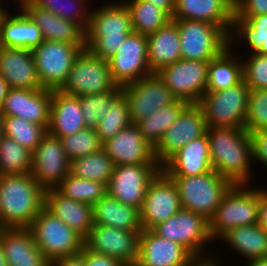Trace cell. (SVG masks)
Listing matches in <instances>:
<instances>
[{"mask_svg":"<svg viewBox=\"0 0 267 266\" xmlns=\"http://www.w3.org/2000/svg\"><path fill=\"white\" fill-rule=\"evenodd\" d=\"M236 36V37H235ZM242 40L250 48L249 54L259 53L267 56V14L251 15L245 19H233L229 34V47L235 40ZM238 38V39H237Z\"/></svg>","mask_w":267,"mask_h":266,"instance_id":"e575fe53","label":"cell"},{"mask_svg":"<svg viewBox=\"0 0 267 266\" xmlns=\"http://www.w3.org/2000/svg\"><path fill=\"white\" fill-rule=\"evenodd\" d=\"M0 75L9 88L42 89L32 50L0 46Z\"/></svg>","mask_w":267,"mask_h":266,"instance_id":"cb8c5ba5","label":"cell"},{"mask_svg":"<svg viewBox=\"0 0 267 266\" xmlns=\"http://www.w3.org/2000/svg\"><path fill=\"white\" fill-rule=\"evenodd\" d=\"M3 136V115L0 113V138Z\"/></svg>","mask_w":267,"mask_h":266,"instance_id":"94428289","label":"cell"},{"mask_svg":"<svg viewBox=\"0 0 267 266\" xmlns=\"http://www.w3.org/2000/svg\"><path fill=\"white\" fill-rule=\"evenodd\" d=\"M139 236V231L93 225L84 240V246L94 253L112 257L127 266H135L139 257Z\"/></svg>","mask_w":267,"mask_h":266,"instance_id":"e0dca14e","label":"cell"},{"mask_svg":"<svg viewBox=\"0 0 267 266\" xmlns=\"http://www.w3.org/2000/svg\"><path fill=\"white\" fill-rule=\"evenodd\" d=\"M258 225L267 231V189L259 188Z\"/></svg>","mask_w":267,"mask_h":266,"instance_id":"816d5d0a","label":"cell"},{"mask_svg":"<svg viewBox=\"0 0 267 266\" xmlns=\"http://www.w3.org/2000/svg\"><path fill=\"white\" fill-rule=\"evenodd\" d=\"M234 18V0H176L172 19L206 21L228 35Z\"/></svg>","mask_w":267,"mask_h":266,"instance_id":"484cf974","label":"cell"},{"mask_svg":"<svg viewBox=\"0 0 267 266\" xmlns=\"http://www.w3.org/2000/svg\"><path fill=\"white\" fill-rule=\"evenodd\" d=\"M182 209L181 199L175 182L163 170L150 182L142 208L143 230H152Z\"/></svg>","mask_w":267,"mask_h":266,"instance_id":"9a60e30c","label":"cell"},{"mask_svg":"<svg viewBox=\"0 0 267 266\" xmlns=\"http://www.w3.org/2000/svg\"><path fill=\"white\" fill-rule=\"evenodd\" d=\"M32 152L14 139L0 138V175L31 173Z\"/></svg>","mask_w":267,"mask_h":266,"instance_id":"f35d334b","label":"cell"},{"mask_svg":"<svg viewBox=\"0 0 267 266\" xmlns=\"http://www.w3.org/2000/svg\"><path fill=\"white\" fill-rule=\"evenodd\" d=\"M122 94L128 101L133 124L176 100L156 73L123 86Z\"/></svg>","mask_w":267,"mask_h":266,"instance_id":"ac0fdd59","label":"cell"},{"mask_svg":"<svg viewBox=\"0 0 267 266\" xmlns=\"http://www.w3.org/2000/svg\"><path fill=\"white\" fill-rule=\"evenodd\" d=\"M147 41L148 65L152 73L182 58L177 23L173 19L147 35Z\"/></svg>","mask_w":267,"mask_h":266,"instance_id":"1f68e13d","label":"cell"},{"mask_svg":"<svg viewBox=\"0 0 267 266\" xmlns=\"http://www.w3.org/2000/svg\"><path fill=\"white\" fill-rule=\"evenodd\" d=\"M17 6L40 28L44 40L86 44V30L80 24L65 20L37 6L32 0H25Z\"/></svg>","mask_w":267,"mask_h":266,"instance_id":"603a6c76","label":"cell"},{"mask_svg":"<svg viewBox=\"0 0 267 266\" xmlns=\"http://www.w3.org/2000/svg\"><path fill=\"white\" fill-rule=\"evenodd\" d=\"M243 61V79L249 89H267V56L247 54Z\"/></svg>","mask_w":267,"mask_h":266,"instance_id":"7dc6e473","label":"cell"},{"mask_svg":"<svg viewBox=\"0 0 267 266\" xmlns=\"http://www.w3.org/2000/svg\"><path fill=\"white\" fill-rule=\"evenodd\" d=\"M102 148L114 165L159 164L152 147L140 133L136 124L122 129L103 143Z\"/></svg>","mask_w":267,"mask_h":266,"instance_id":"7402d4cb","label":"cell"},{"mask_svg":"<svg viewBox=\"0 0 267 266\" xmlns=\"http://www.w3.org/2000/svg\"><path fill=\"white\" fill-rule=\"evenodd\" d=\"M27 228L50 264L79 254L84 248V239L45 207Z\"/></svg>","mask_w":267,"mask_h":266,"instance_id":"8992f818","label":"cell"},{"mask_svg":"<svg viewBox=\"0 0 267 266\" xmlns=\"http://www.w3.org/2000/svg\"><path fill=\"white\" fill-rule=\"evenodd\" d=\"M84 128L80 97L52 90L48 132L60 139Z\"/></svg>","mask_w":267,"mask_h":266,"instance_id":"f1b7e54d","label":"cell"},{"mask_svg":"<svg viewBox=\"0 0 267 266\" xmlns=\"http://www.w3.org/2000/svg\"><path fill=\"white\" fill-rule=\"evenodd\" d=\"M244 129L249 134L267 129V89H250Z\"/></svg>","mask_w":267,"mask_h":266,"instance_id":"bcb514c9","label":"cell"},{"mask_svg":"<svg viewBox=\"0 0 267 266\" xmlns=\"http://www.w3.org/2000/svg\"><path fill=\"white\" fill-rule=\"evenodd\" d=\"M0 24H1V21L3 19V17L5 16V14L8 12L9 9L5 8V7H1L4 3L2 0H0ZM3 8V9H2Z\"/></svg>","mask_w":267,"mask_h":266,"instance_id":"91938a15","label":"cell"},{"mask_svg":"<svg viewBox=\"0 0 267 266\" xmlns=\"http://www.w3.org/2000/svg\"><path fill=\"white\" fill-rule=\"evenodd\" d=\"M131 13L133 32L149 35L172 20L162 8L146 0H123Z\"/></svg>","mask_w":267,"mask_h":266,"instance_id":"8d00e7d4","label":"cell"},{"mask_svg":"<svg viewBox=\"0 0 267 266\" xmlns=\"http://www.w3.org/2000/svg\"><path fill=\"white\" fill-rule=\"evenodd\" d=\"M219 239L248 261L267 257V231L258 224L232 228Z\"/></svg>","mask_w":267,"mask_h":266,"instance_id":"d6a6232c","label":"cell"},{"mask_svg":"<svg viewBox=\"0 0 267 266\" xmlns=\"http://www.w3.org/2000/svg\"><path fill=\"white\" fill-rule=\"evenodd\" d=\"M8 89L9 87L7 85V82L0 75V107L2 106V103L7 95Z\"/></svg>","mask_w":267,"mask_h":266,"instance_id":"9f6ffc18","label":"cell"},{"mask_svg":"<svg viewBox=\"0 0 267 266\" xmlns=\"http://www.w3.org/2000/svg\"><path fill=\"white\" fill-rule=\"evenodd\" d=\"M116 86L108 61L85 48L74 59L72 69L59 90L67 95L82 96L104 93Z\"/></svg>","mask_w":267,"mask_h":266,"instance_id":"30bf717a","label":"cell"},{"mask_svg":"<svg viewBox=\"0 0 267 266\" xmlns=\"http://www.w3.org/2000/svg\"><path fill=\"white\" fill-rule=\"evenodd\" d=\"M0 243L8 266H50L28 228H0Z\"/></svg>","mask_w":267,"mask_h":266,"instance_id":"4316f807","label":"cell"},{"mask_svg":"<svg viewBox=\"0 0 267 266\" xmlns=\"http://www.w3.org/2000/svg\"><path fill=\"white\" fill-rule=\"evenodd\" d=\"M0 266H8L6 263V259L4 256V251H3L1 243H0Z\"/></svg>","mask_w":267,"mask_h":266,"instance_id":"680465c9","label":"cell"},{"mask_svg":"<svg viewBox=\"0 0 267 266\" xmlns=\"http://www.w3.org/2000/svg\"><path fill=\"white\" fill-rule=\"evenodd\" d=\"M50 266H86L85 264V246L83 250L76 255L67 256L53 261Z\"/></svg>","mask_w":267,"mask_h":266,"instance_id":"f5cc1de1","label":"cell"},{"mask_svg":"<svg viewBox=\"0 0 267 266\" xmlns=\"http://www.w3.org/2000/svg\"><path fill=\"white\" fill-rule=\"evenodd\" d=\"M177 23L182 59L210 61L229 47V35L206 21L173 19Z\"/></svg>","mask_w":267,"mask_h":266,"instance_id":"ba28073f","label":"cell"},{"mask_svg":"<svg viewBox=\"0 0 267 266\" xmlns=\"http://www.w3.org/2000/svg\"><path fill=\"white\" fill-rule=\"evenodd\" d=\"M233 53L228 47L220 56L209 61L206 91L228 89L243 79L242 58Z\"/></svg>","mask_w":267,"mask_h":266,"instance_id":"836d02e7","label":"cell"},{"mask_svg":"<svg viewBox=\"0 0 267 266\" xmlns=\"http://www.w3.org/2000/svg\"><path fill=\"white\" fill-rule=\"evenodd\" d=\"M167 11L171 16L175 10L176 0H146Z\"/></svg>","mask_w":267,"mask_h":266,"instance_id":"db71d44e","label":"cell"},{"mask_svg":"<svg viewBox=\"0 0 267 266\" xmlns=\"http://www.w3.org/2000/svg\"><path fill=\"white\" fill-rule=\"evenodd\" d=\"M217 259V261H216ZM221 261L218 262V257L215 256L204 259H196L190 266H222Z\"/></svg>","mask_w":267,"mask_h":266,"instance_id":"11a10c76","label":"cell"},{"mask_svg":"<svg viewBox=\"0 0 267 266\" xmlns=\"http://www.w3.org/2000/svg\"><path fill=\"white\" fill-rule=\"evenodd\" d=\"M207 133L180 148L163 166L169 177H189L208 173L213 169Z\"/></svg>","mask_w":267,"mask_h":266,"instance_id":"d4e9b609","label":"cell"},{"mask_svg":"<svg viewBox=\"0 0 267 266\" xmlns=\"http://www.w3.org/2000/svg\"><path fill=\"white\" fill-rule=\"evenodd\" d=\"M86 44L44 40L32 50L38 78L45 89L59 90L72 69L76 56Z\"/></svg>","mask_w":267,"mask_h":266,"instance_id":"8fae6325","label":"cell"},{"mask_svg":"<svg viewBox=\"0 0 267 266\" xmlns=\"http://www.w3.org/2000/svg\"><path fill=\"white\" fill-rule=\"evenodd\" d=\"M261 14H267V0H234L233 19H245Z\"/></svg>","mask_w":267,"mask_h":266,"instance_id":"c3c4849f","label":"cell"},{"mask_svg":"<svg viewBox=\"0 0 267 266\" xmlns=\"http://www.w3.org/2000/svg\"><path fill=\"white\" fill-rule=\"evenodd\" d=\"M113 81L125 86L152 73L148 65L147 36L132 32L107 60Z\"/></svg>","mask_w":267,"mask_h":266,"instance_id":"5bb4252c","label":"cell"},{"mask_svg":"<svg viewBox=\"0 0 267 266\" xmlns=\"http://www.w3.org/2000/svg\"><path fill=\"white\" fill-rule=\"evenodd\" d=\"M245 266H267V257L246 261Z\"/></svg>","mask_w":267,"mask_h":266,"instance_id":"6f0895ef","label":"cell"},{"mask_svg":"<svg viewBox=\"0 0 267 266\" xmlns=\"http://www.w3.org/2000/svg\"><path fill=\"white\" fill-rule=\"evenodd\" d=\"M69 173L70 161L62 141L47 132L32 152L31 175L46 190L56 188Z\"/></svg>","mask_w":267,"mask_h":266,"instance_id":"d6986e66","label":"cell"},{"mask_svg":"<svg viewBox=\"0 0 267 266\" xmlns=\"http://www.w3.org/2000/svg\"><path fill=\"white\" fill-rule=\"evenodd\" d=\"M188 105L187 102L176 99L172 104L161 107L148 117L138 121L136 125L144 139L152 147H155L163 134Z\"/></svg>","mask_w":267,"mask_h":266,"instance_id":"d590c367","label":"cell"},{"mask_svg":"<svg viewBox=\"0 0 267 266\" xmlns=\"http://www.w3.org/2000/svg\"><path fill=\"white\" fill-rule=\"evenodd\" d=\"M48 130L18 116H3V135L17 141L21 146L33 152Z\"/></svg>","mask_w":267,"mask_h":266,"instance_id":"60d3db41","label":"cell"},{"mask_svg":"<svg viewBox=\"0 0 267 266\" xmlns=\"http://www.w3.org/2000/svg\"><path fill=\"white\" fill-rule=\"evenodd\" d=\"M248 184H233L223 195L209 220L211 239L218 240L235 227L258 224L259 189Z\"/></svg>","mask_w":267,"mask_h":266,"instance_id":"277c9868","label":"cell"},{"mask_svg":"<svg viewBox=\"0 0 267 266\" xmlns=\"http://www.w3.org/2000/svg\"><path fill=\"white\" fill-rule=\"evenodd\" d=\"M14 1H16V2L18 1V3H16V4L20 5L25 0H14Z\"/></svg>","mask_w":267,"mask_h":266,"instance_id":"6125c7cd","label":"cell"},{"mask_svg":"<svg viewBox=\"0 0 267 266\" xmlns=\"http://www.w3.org/2000/svg\"><path fill=\"white\" fill-rule=\"evenodd\" d=\"M60 140L70 162L97 152L103 146L94 128H84L71 135L61 137Z\"/></svg>","mask_w":267,"mask_h":266,"instance_id":"f6af8a7d","label":"cell"},{"mask_svg":"<svg viewBox=\"0 0 267 266\" xmlns=\"http://www.w3.org/2000/svg\"><path fill=\"white\" fill-rule=\"evenodd\" d=\"M162 170L160 164L116 165L107 185V193L141 210L150 182Z\"/></svg>","mask_w":267,"mask_h":266,"instance_id":"4fadbf2b","label":"cell"},{"mask_svg":"<svg viewBox=\"0 0 267 266\" xmlns=\"http://www.w3.org/2000/svg\"><path fill=\"white\" fill-rule=\"evenodd\" d=\"M55 189L69 199L92 206L105 196L108 190L105 183L78 178L70 173Z\"/></svg>","mask_w":267,"mask_h":266,"instance_id":"ab89813d","label":"cell"},{"mask_svg":"<svg viewBox=\"0 0 267 266\" xmlns=\"http://www.w3.org/2000/svg\"><path fill=\"white\" fill-rule=\"evenodd\" d=\"M209 61L180 59L156 72L177 100L197 104L206 93Z\"/></svg>","mask_w":267,"mask_h":266,"instance_id":"7c38bea8","label":"cell"},{"mask_svg":"<svg viewBox=\"0 0 267 266\" xmlns=\"http://www.w3.org/2000/svg\"><path fill=\"white\" fill-rule=\"evenodd\" d=\"M152 231L161 238L181 244L197 259L213 257L210 250L205 251L207 247L204 246L209 241L213 242L209 233V221L195 212L182 208Z\"/></svg>","mask_w":267,"mask_h":266,"instance_id":"9c48e42d","label":"cell"},{"mask_svg":"<svg viewBox=\"0 0 267 266\" xmlns=\"http://www.w3.org/2000/svg\"><path fill=\"white\" fill-rule=\"evenodd\" d=\"M131 124L128 101L122 94L98 122L95 130L103 144Z\"/></svg>","mask_w":267,"mask_h":266,"instance_id":"7bdbcfd3","label":"cell"},{"mask_svg":"<svg viewBox=\"0 0 267 266\" xmlns=\"http://www.w3.org/2000/svg\"><path fill=\"white\" fill-rule=\"evenodd\" d=\"M197 258L181 244L159 237L152 230L139 236V257L135 266H190Z\"/></svg>","mask_w":267,"mask_h":266,"instance_id":"44dd1931","label":"cell"},{"mask_svg":"<svg viewBox=\"0 0 267 266\" xmlns=\"http://www.w3.org/2000/svg\"><path fill=\"white\" fill-rule=\"evenodd\" d=\"M118 1H107L91 10L86 29V49L104 60L110 59L133 32L129 8Z\"/></svg>","mask_w":267,"mask_h":266,"instance_id":"3957f363","label":"cell"},{"mask_svg":"<svg viewBox=\"0 0 267 266\" xmlns=\"http://www.w3.org/2000/svg\"><path fill=\"white\" fill-rule=\"evenodd\" d=\"M44 207L84 240L93 227L92 205L63 196L55 188L45 190Z\"/></svg>","mask_w":267,"mask_h":266,"instance_id":"83f0119b","label":"cell"},{"mask_svg":"<svg viewBox=\"0 0 267 266\" xmlns=\"http://www.w3.org/2000/svg\"><path fill=\"white\" fill-rule=\"evenodd\" d=\"M250 89L244 79L231 88L206 91L197 105L207 127L244 128Z\"/></svg>","mask_w":267,"mask_h":266,"instance_id":"52a82bcc","label":"cell"},{"mask_svg":"<svg viewBox=\"0 0 267 266\" xmlns=\"http://www.w3.org/2000/svg\"><path fill=\"white\" fill-rule=\"evenodd\" d=\"M175 182L182 208L210 220L220 205L223 195L233 185L215 170L198 176L170 177Z\"/></svg>","mask_w":267,"mask_h":266,"instance_id":"5b68a950","label":"cell"},{"mask_svg":"<svg viewBox=\"0 0 267 266\" xmlns=\"http://www.w3.org/2000/svg\"><path fill=\"white\" fill-rule=\"evenodd\" d=\"M86 266H127L123 262L112 257L94 253L85 247Z\"/></svg>","mask_w":267,"mask_h":266,"instance_id":"f907efd6","label":"cell"},{"mask_svg":"<svg viewBox=\"0 0 267 266\" xmlns=\"http://www.w3.org/2000/svg\"><path fill=\"white\" fill-rule=\"evenodd\" d=\"M8 11L0 24V46L33 50L44 41L40 28L19 7Z\"/></svg>","mask_w":267,"mask_h":266,"instance_id":"f546056e","label":"cell"},{"mask_svg":"<svg viewBox=\"0 0 267 266\" xmlns=\"http://www.w3.org/2000/svg\"><path fill=\"white\" fill-rule=\"evenodd\" d=\"M253 160L267 167V129L251 133Z\"/></svg>","mask_w":267,"mask_h":266,"instance_id":"681fc988","label":"cell"},{"mask_svg":"<svg viewBox=\"0 0 267 266\" xmlns=\"http://www.w3.org/2000/svg\"><path fill=\"white\" fill-rule=\"evenodd\" d=\"M52 90L9 88L0 107L3 116H18L43 125L47 130L50 124V104Z\"/></svg>","mask_w":267,"mask_h":266,"instance_id":"ffe728a7","label":"cell"},{"mask_svg":"<svg viewBox=\"0 0 267 266\" xmlns=\"http://www.w3.org/2000/svg\"><path fill=\"white\" fill-rule=\"evenodd\" d=\"M93 225L142 232L140 209L125 205L108 193L92 206Z\"/></svg>","mask_w":267,"mask_h":266,"instance_id":"4dcf8cb0","label":"cell"},{"mask_svg":"<svg viewBox=\"0 0 267 266\" xmlns=\"http://www.w3.org/2000/svg\"><path fill=\"white\" fill-rule=\"evenodd\" d=\"M37 6L59 17L80 24L85 30L90 22L89 0H32Z\"/></svg>","mask_w":267,"mask_h":266,"instance_id":"ee69618b","label":"cell"},{"mask_svg":"<svg viewBox=\"0 0 267 266\" xmlns=\"http://www.w3.org/2000/svg\"><path fill=\"white\" fill-rule=\"evenodd\" d=\"M122 95V86L104 93L79 96L86 128H96L113 103Z\"/></svg>","mask_w":267,"mask_h":266,"instance_id":"b9f144b4","label":"cell"},{"mask_svg":"<svg viewBox=\"0 0 267 266\" xmlns=\"http://www.w3.org/2000/svg\"><path fill=\"white\" fill-rule=\"evenodd\" d=\"M114 163L102 148L85 157L70 162V174L75 177L95 180L108 185L114 170Z\"/></svg>","mask_w":267,"mask_h":266,"instance_id":"74e56055","label":"cell"},{"mask_svg":"<svg viewBox=\"0 0 267 266\" xmlns=\"http://www.w3.org/2000/svg\"><path fill=\"white\" fill-rule=\"evenodd\" d=\"M206 133L213 169L232 184L249 185L255 162L251 135L236 127H208Z\"/></svg>","mask_w":267,"mask_h":266,"instance_id":"6da1fadb","label":"cell"},{"mask_svg":"<svg viewBox=\"0 0 267 266\" xmlns=\"http://www.w3.org/2000/svg\"><path fill=\"white\" fill-rule=\"evenodd\" d=\"M207 128L201 108L189 104L154 147L156 161L163 166L180 148L204 136Z\"/></svg>","mask_w":267,"mask_h":266,"instance_id":"2e32d148","label":"cell"},{"mask_svg":"<svg viewBox=\"0 0 267 266\" xmlns=\"http://www.w3.org/2000/svg\"><path fill=\"white\" fill-rule=\"evenodd\" d=\"M44 204L45 189L31 173L0 175V228H27Z\"/></svg>","mask_w":267,"mask_h":266,"instance_id":"7a4b0ae2","label":"cell"}]
</instances>
